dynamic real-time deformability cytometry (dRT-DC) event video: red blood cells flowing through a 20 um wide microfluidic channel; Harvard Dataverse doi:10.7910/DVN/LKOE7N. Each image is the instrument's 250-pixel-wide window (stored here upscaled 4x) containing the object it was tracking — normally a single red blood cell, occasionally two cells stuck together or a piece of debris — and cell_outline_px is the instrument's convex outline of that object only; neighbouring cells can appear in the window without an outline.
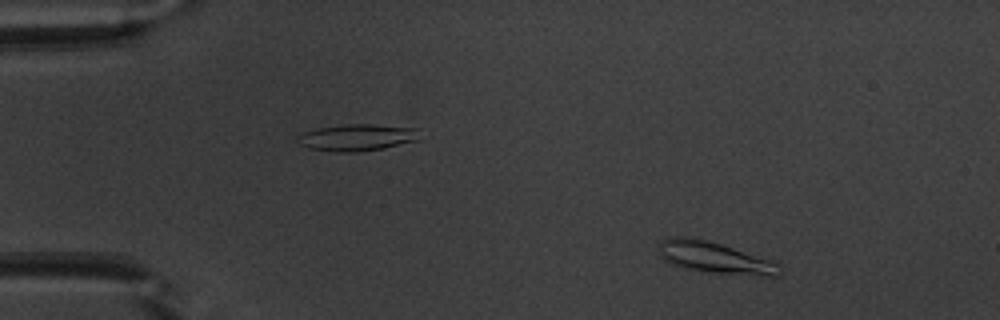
{"species": "common noctule bat (a hibernating species)", "species_latin": "Nyctalus noctula", "temperature_condition": "warm", "stored_images_in_passage": 49, "camera_frame_rate_fps": 3000, "um_per_image_px": 0.085, "animal": {"sex": "male", "body_mass_g": 20.1, "forearm_length_mm": 53.5}, "frame": {"image": 1, "passage_image": 5, "time_ms": 1.333, "image_size_px": [1000, 320], "cell_outline_px": [[780, 264], [776, 276], [768, 276], [708, 272], [688, 268], [672, 264], [664, 260], [660, 256], [660, 240], [668, 236], [680, 236], [704, 240], [720, 244], [772, 260]], "centroid_in_image_um": [60.71, 21.89], "position_along_channel_um": 24.3, "area_um2": 21.62}}
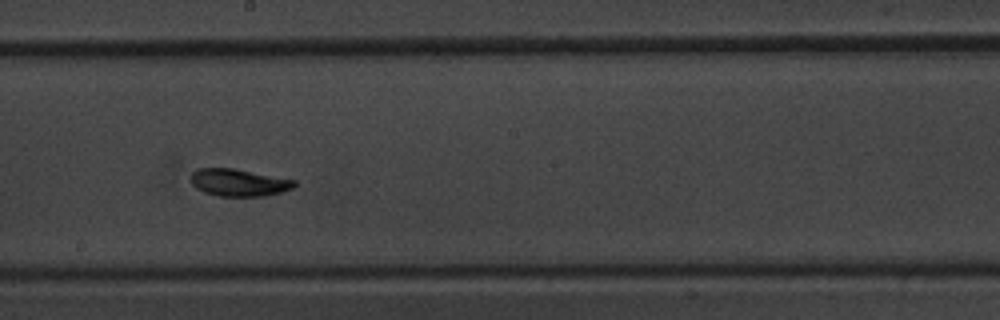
{"frame": {"image": 2, "passage_image": 27, "time_ms": 8.667, "image_size_px": [1000, 320], "cell_outline_px": [[296, 184], [292, 188], [280, 192], [264, 196], [216, 196], [204, 192], [196, 188], [192, 184], [192, 172], [196, 168], [232, 168], [296, 180]], "centroid_in_image_um": [20.27, 15.52], "position_along_channel_um": 227.9, "area_um2": 16.36}}
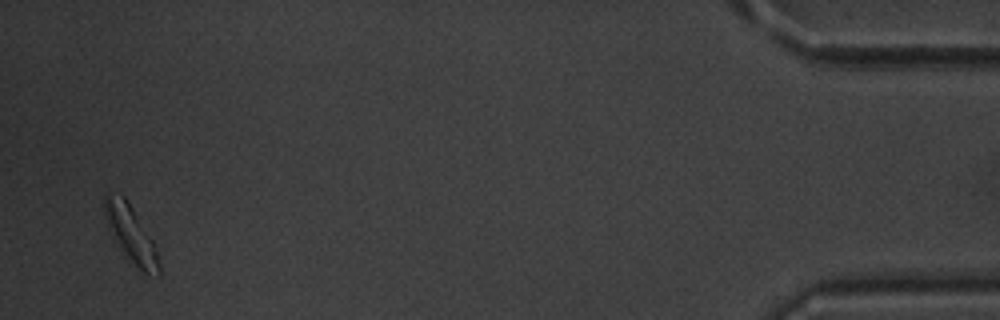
{"frame": {"image": 3, "passage_image": 48, "time_ms": 15.667, "image_size_px": [1000, 320], "cell_outline_px": [[160, 276], [144, 276], [132, 268], [128, 264], [112, 240], [104, 216], [104, 192], [120, 192], [128, 200], [152, 240], [160, 264]], "centroid_in_image_um": [11.08, 19.98], "position_along_channel_um": 424.1, "area_um2": 19.25}, "authors_computed_cell_mechanics": {"area_um2": 16.473, "velocity_mm_per_s": 3.9174, "shape_relaxation_time_tau1_ms": 2.7103, "shape_relaxation_time_tau2_ms": 2.4088, "deformation_change_tau1": 0.136, "deformation_change_tau2": 0.0482}}